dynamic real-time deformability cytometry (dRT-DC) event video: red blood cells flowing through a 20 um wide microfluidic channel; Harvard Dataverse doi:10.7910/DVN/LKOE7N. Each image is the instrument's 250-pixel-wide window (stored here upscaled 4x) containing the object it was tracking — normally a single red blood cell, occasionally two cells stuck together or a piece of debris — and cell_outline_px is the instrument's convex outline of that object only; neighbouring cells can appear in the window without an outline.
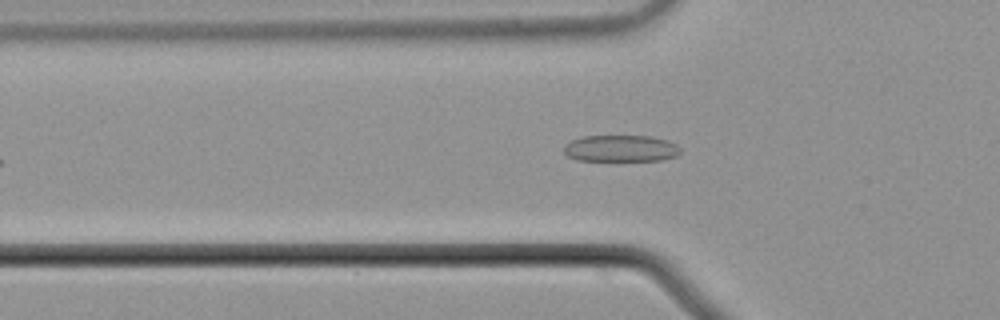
{"species": "common noctule bat (a hibernating species)", "species_latin": "Nyctalus noctula", "temperature_condition": "cold", "stored_images_in_passage": 40, "camera_frame_rate_fps": 3000, "um_per_image_px": 0.085, "animal": {"sex": "male", "body_mass_g": 21.5, "forearm_length_mm": 52.0}, "frame": {"image": 1, "passage_image": 7, "time_ms": 2.0, "image_size_px": [1000, 320], "cell_outline_px": [[680, 152], [676, 156], [660, 160], [576, 160], [568, 156], [564, 152], [564, 144], [572, 140], [584, 136], [652, 136], [668, 140], [676, 144], [680, 148]], "centroid_in_image_um": [52.77, 12.61], "position_along_channel_um": 73.0, "area_um2": 18.03}}
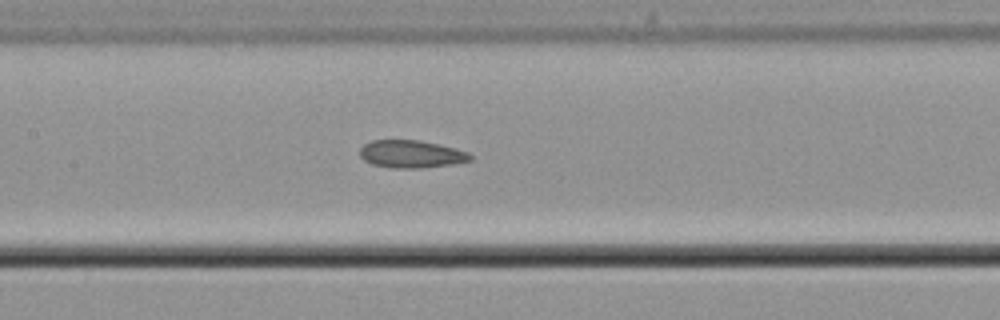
{"frame": {"image": 2, "passage_image": 15, "time_ms": 4.667, "image_size_px": [1000, 320], "cell_outline_px": [[472, 160], [452, 164], [424, 168], [392, 168], [372, 164], [364, 160], [360, 156], [360, 148], [364, 144], [372, 140], [420, 140], [456, 148], [468, 152], [472, 156]], "centroid_in_image_um": [34.96, 13.1], "position_along_channel_um": 172.4, "area_um2": 17.86}}
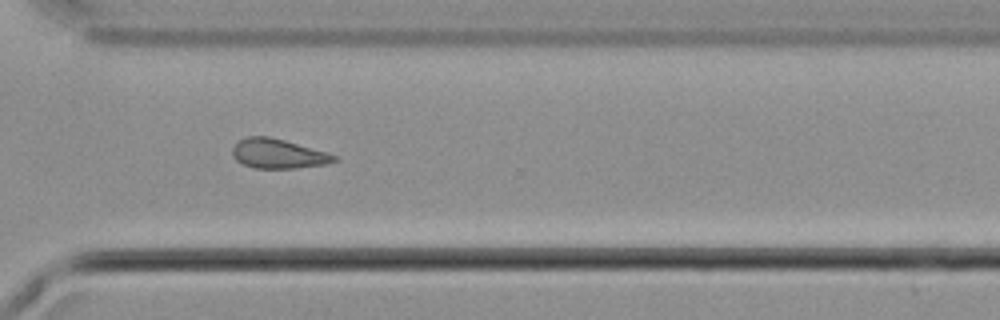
{"frame": {"image": 3, "passage_image": 29, "time_ms": 9.333, "image_size_px": [1000, 320], "cell_outline_px": [[340, 160], [324, 164], [296, 168], [256, 168], [244, 164], [236, 160], [232, 152], [232, 148], [240, 140], [248, 136], [268, 136], [284, 140], [328, 152], [336, 156]], "centroid_in_image_um": [23.66, 13.06], "position_along_channel_um": 346.9, "area_um2": 17.34}, "authors_computed_cell_mechanics": {"area_um2": 17.9469, "velocity_mm_per_s": 3.735, "shape_relaxation_time_tau1_ms": null, "shape_relaxation_time_tau2_ms": 5.8955, "deformation_change_tau1": null, "deformation_change_tau2": 0.1183}}